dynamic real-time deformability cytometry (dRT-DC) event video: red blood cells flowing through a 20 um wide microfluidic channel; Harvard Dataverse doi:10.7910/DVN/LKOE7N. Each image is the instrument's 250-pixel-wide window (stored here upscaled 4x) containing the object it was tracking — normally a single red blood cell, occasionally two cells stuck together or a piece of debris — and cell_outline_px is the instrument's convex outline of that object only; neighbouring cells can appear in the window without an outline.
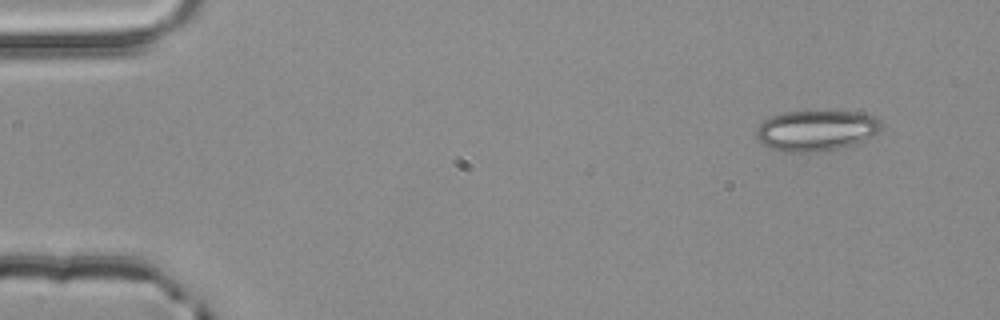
{"species": "common noctule bat (a hibernating species)", "species_latin": "Nyctalus noctula", "temperature_condition": "room temperature", "stored_images_in_passage": 4, "camera_frame_rate_fps": 3000, "um_per_image_px": 0.085, "animal": {"sex": "male", "body_mass_g": 20.4}, "frame": {"image": 1, "passage_image": 1, "time_ms": 0.0, "image_size_px": [1000, 320], "cell_outline_px": [[884, 124], [880, 132], [872, 136], [852, 144], [820, 152], [788, 152], [768, 148], [756, 136], [756, 128], [764, 120], [772, 116], [784, 112], [860, 112], [876, 116]], "centroid_in_image_um": [69.4, 11.09], "position_along_channel_um": 15.6, "area_um2": 29.54}}